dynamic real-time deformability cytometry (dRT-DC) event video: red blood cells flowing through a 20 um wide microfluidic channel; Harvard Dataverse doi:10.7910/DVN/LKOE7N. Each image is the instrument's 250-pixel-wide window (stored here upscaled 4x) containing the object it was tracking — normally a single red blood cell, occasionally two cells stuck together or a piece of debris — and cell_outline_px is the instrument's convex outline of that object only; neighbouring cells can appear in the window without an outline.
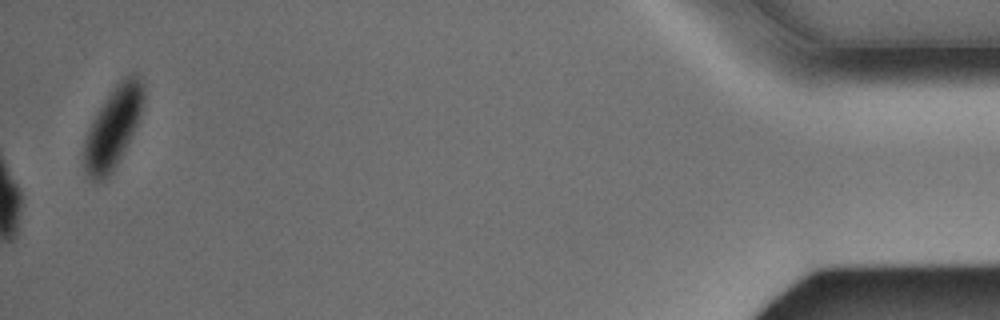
{"species": "Egyptian fruit bat (a non-hibernating species)", "species_latin": "Rousettus aegyptiacus", "temperature_condition": "warm", "stored_images_in_passage": 49, "camera_frame_rate_fps": 3000, "um_per_image_px": 0.085, "animal": {"sex": "male"}, "frame": {"image": 1, "passage_image": 49, "time_ms": 16.0, "image_size_px": [1000, 320], "cell_outline_px": [[144, 104], [140, 116], [132, 136], [120, 160], [112, 172], [108, 176], [100, 180], [92, 180], [84, 164], [84, 144], [88, 132], [104, 100], [112, 88], [128, 72], [136, 72], [140, 76], [144, 84]], "centroid_in_image_um": [9.68, 10.75], "position_along_channel_um": 425.5, "area_um2": 27.86}}